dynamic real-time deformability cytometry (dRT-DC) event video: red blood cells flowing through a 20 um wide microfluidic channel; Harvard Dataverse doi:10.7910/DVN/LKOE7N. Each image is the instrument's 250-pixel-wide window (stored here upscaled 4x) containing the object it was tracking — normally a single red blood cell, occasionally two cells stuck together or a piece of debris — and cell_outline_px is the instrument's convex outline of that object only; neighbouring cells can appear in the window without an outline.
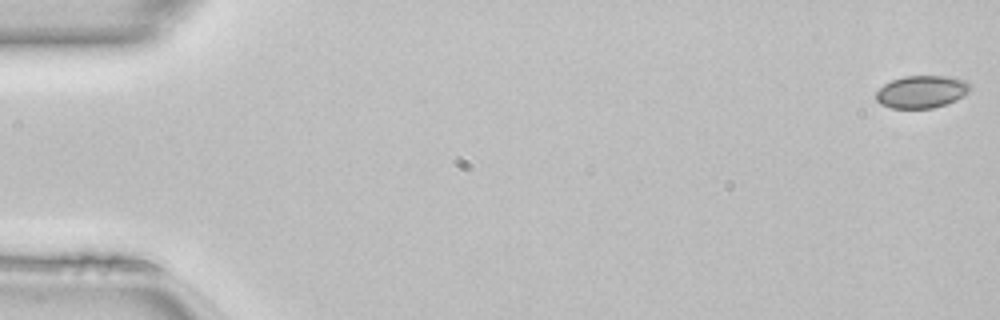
{"species": "common noctule bat (a hibernating species)", "species_latin": "Nyctalus noctula", "temperature_condition": "room temperature", "stored_images_in_passage": 50, "camera_frame_rate_fps": 3000, "um_per_image_px": 0.085, "animal": {"sex": "female", "body_mass_g": 22.7, "forearm_length_mm": 54.2}, "frame": {"image": 1, "passage_image": 1, "time_ms": 0.0, "image_size_px": [1000, 320], "cell_outline_px": [[972, 88], [968, 92], [956, 100], [932, 108], [892, 108], [880, 104], [876, 100], [876, 92], [884, 84], [892, 80], [904, 76], [944, 76], [964, 80]], "centroid_in_image_um": [78.31, 7.8], "position_along_channel_um": 6.7, "area_um2": 17.63}}
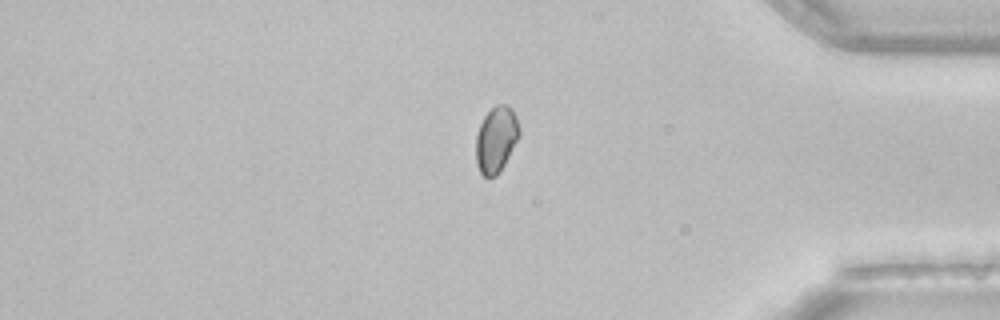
{"frame": {"image": 2, "passage_image": 42, "time_ms": 13.667, "image_size_px": [1000, 320], "cell_outline_px": [[520, 136], [500, 172], [496, 176], [488, 180], [480, 172], [476, 164], [476, 136], [480, 124], [484, 116], [496, 104], [508, 104], [512, 108], [516, 116], [520, 128]], "centroid_in_image_um": [42.18, 11.87], "position_along_channel_um": 393.0, "area_um2": 16.99}}
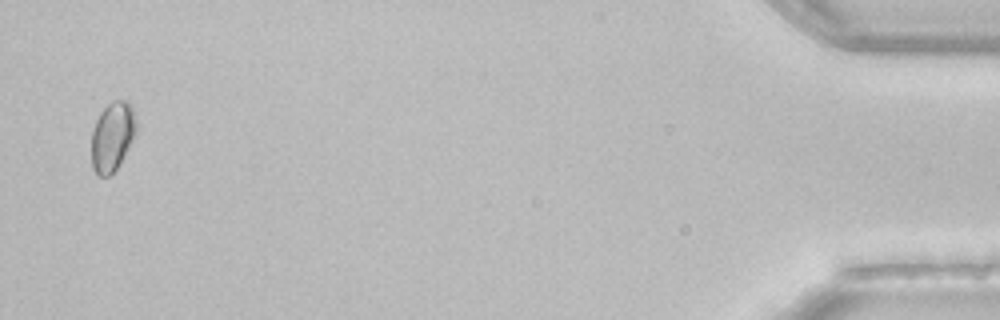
{"frame": {"image": 3, "passage_image": 49, "time_ms": 16.0, "image_size_px": [1000, 320], "cell_outline_px": [[136, 132], [120, 164], [108, 176], [100, 176], [92, 168], [92, 132], [96, 120], [100, 112], [112, 100], [128, 100], [136, 116]], "centroid_in_image_um": [9.56, 11.57], "position_along_channel_um": 425.6, "area_um2": 17.98}}